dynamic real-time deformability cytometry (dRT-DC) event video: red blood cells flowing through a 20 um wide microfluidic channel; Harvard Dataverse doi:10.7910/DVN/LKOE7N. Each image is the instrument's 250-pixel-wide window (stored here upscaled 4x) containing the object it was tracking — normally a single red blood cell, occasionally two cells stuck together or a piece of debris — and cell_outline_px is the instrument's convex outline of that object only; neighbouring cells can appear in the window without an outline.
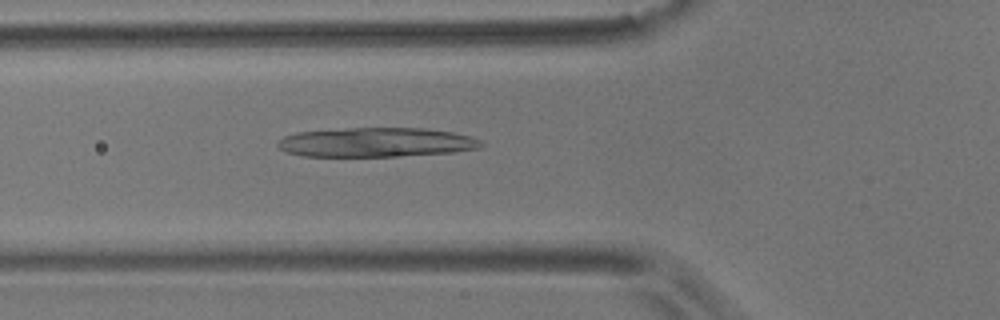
{"species": "common noctule bat (a hibernating species)", "species_latin": "Nyctalus noctula", "temperature_condition": "room temperature", "stored_images_in_passage": 2, "camera_frame_rate_fps": 3000, "um_per_image_px": 0.085, "animal": {"sex": "male", "body_mass_g": 17.9}, "frame": {"image": 1, "passage_image": 2, "time_ms": 0.333, "image_size_px": [1000, 320], "cell_outline_px": [[484, 144], [476, 148], [452, 152], [400, 156], [304, 156], [284, 152], [276, 144], [284, 136], [296, 132], [348, 128], [424, 128], [452, 132], [472, 136], [480, 140]], "centroid_in_image_um": [31.95, 12.09], "position_along_channel_um": 93.8, "area_um2": 34.74}}